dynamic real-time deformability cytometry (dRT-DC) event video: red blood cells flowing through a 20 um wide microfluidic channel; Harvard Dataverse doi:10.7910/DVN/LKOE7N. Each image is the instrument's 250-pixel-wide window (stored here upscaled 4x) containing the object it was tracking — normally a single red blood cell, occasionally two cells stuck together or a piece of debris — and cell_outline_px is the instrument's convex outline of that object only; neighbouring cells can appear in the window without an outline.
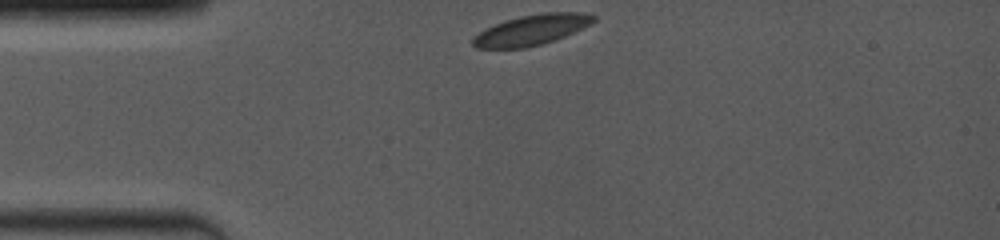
{"species": "common noctule bat (a hibernating species)", "species_latin": "Nyctalus noctula", "temperature_condition": "room temperature", "stored_images_in_passage": 37, "camera_frame_rate_fps": 4000, "um_per_image_px": 0.085, "animal": {"sex": "female", "body_mass_g": 19.0, "forearm_length_mm": 53.3}, "frame": {"image": 1, "passage_image": 1, "time_ms": 0.0, "image_size_px": [1000, 240], "cell_outline_px": [[596, 20], [564, 36], [544, 44], [524, 48], [476, 48], [472, 44], [472, 40], [480, 32], [496, 24], [520, 16], [544, 12], [580, 12], [596, 16]], "centroid_in_image_um": [45.19, 2.55], "position_along_channel_um": 39.8, "area_um2": 20.92}}
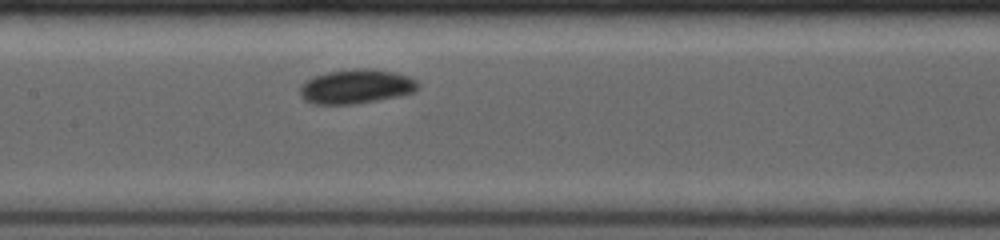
{"frame": {"image": 2, "passage_image": 18, "time_ms": 4.25, "image_size_px": [1000, 240], "cell_outline_px": [[420, 88], [416, 92], [376, 100], [352, 104], [312, 104], [304, 100], [300, 96], [300, 84], [312, 76], [328, 72], [356, 68], [368, 68], [396, 72], [408, 76], [416, 80], [420, 84]], "centroid_in_image_um": [30.27, 7.34], "position_along_channel_um": 177.1, "area_um2": 23.81}}
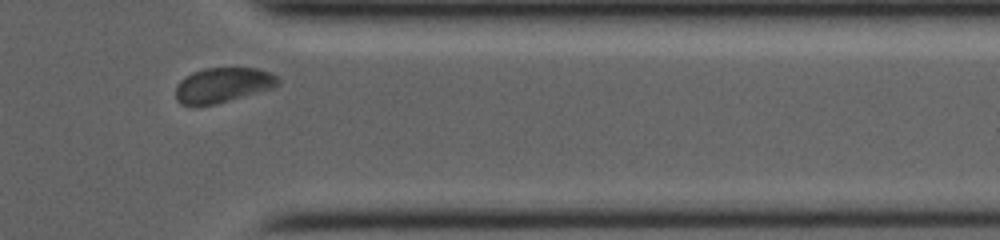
{"frame": {"image": 3, "passage_image": 32, "time_ms": 9.75, "image_size_px": [1000, 240], "cell_outline_px": [[280, 84], [272, 88], [216, 104], [180, 104], [176, 100], [176, 84], [184, 76], [192, 72], [204, 68], [256, 68], [272, 72], [280, 80]], "centroid_in_image_um": [18.94, 7.21], "position_along_channel_um": 392.5, "area_um2": 20.81}, "authors_computed_cell_mechanics": {"area_um2": 22.0218, "velocity_mm_per_s": 3.9058, "shape_relaxation_time_tau1_ms": 1.5991, "shape_relaxation_time_tau2_ms": null, "deformation_change_tau1": 0.0605, "deformation_change_tau2": null}}